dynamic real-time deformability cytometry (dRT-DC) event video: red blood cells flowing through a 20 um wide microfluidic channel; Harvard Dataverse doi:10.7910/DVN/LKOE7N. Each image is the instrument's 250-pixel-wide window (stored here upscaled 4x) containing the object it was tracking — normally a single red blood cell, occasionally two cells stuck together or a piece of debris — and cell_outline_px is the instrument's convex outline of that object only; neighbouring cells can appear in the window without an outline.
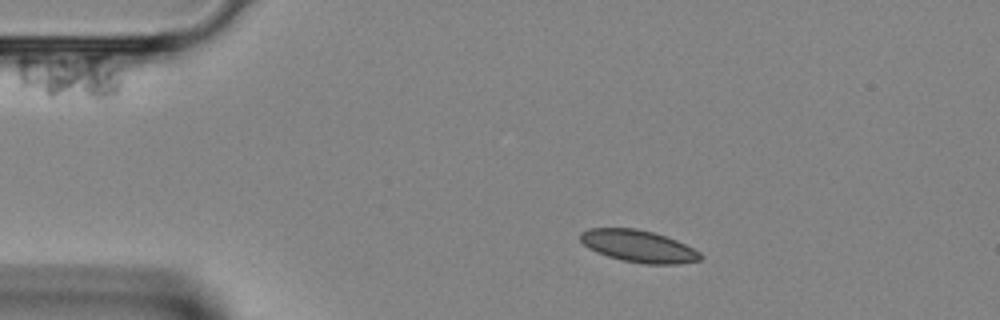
{"species": "Egyptian fruit bat (a non-hibernating species)", "species_latin": "Rousettus aegyptiacus", "temperature_condition": "room temperature", "stored_images_in_passage": 37, "camera_frame_rate_fps": 3000, "um_per_image_px": 0.085, "animal": {"sex": "female"}, "frame": {"image": 1, "passage_image": 6, "time_ms": 1.667, "image_size_px": [1000, 320], "cell_outline_px": [[704, 256], [700, 260], [676, 264], [644, 264], [624, 260], [608, 256], [596, 252], [588, 248], [580, 240], [580, 232], [588, 228], [636, 228], [652, 232], [676, 240], [700, 252]], "centroid_in_image_um": [54.25, 20.92], "position_along_channel_um": 30.7, "area_um2": 22.31}}
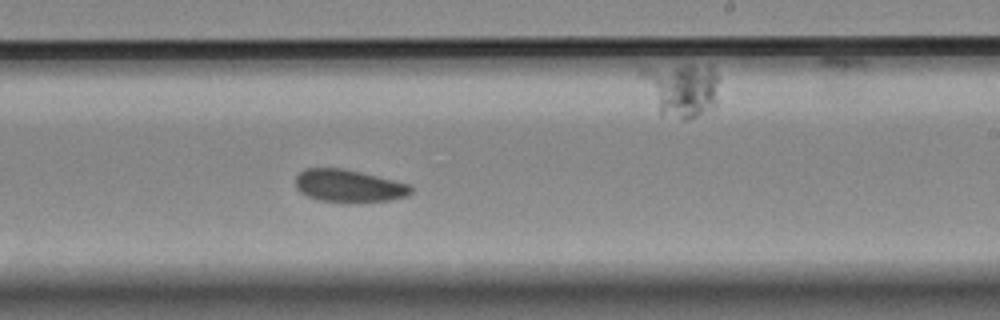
{"frame": {"image": 2, "passage_image": 22, "time_ms": 7.0, "image_size_px": [1000, 320], "cell_outline_px": [[412, 192], [408, 196], [392, 200], [320, 200], [308, 196], [300, 192], [296, 188], [296, 176], [304, 168], [344, 168], [412, 184]], "centroid_in_image_um": [29.67, 15.76], "position_along_channel_um": 259.3, "area_um2": 21.44}}
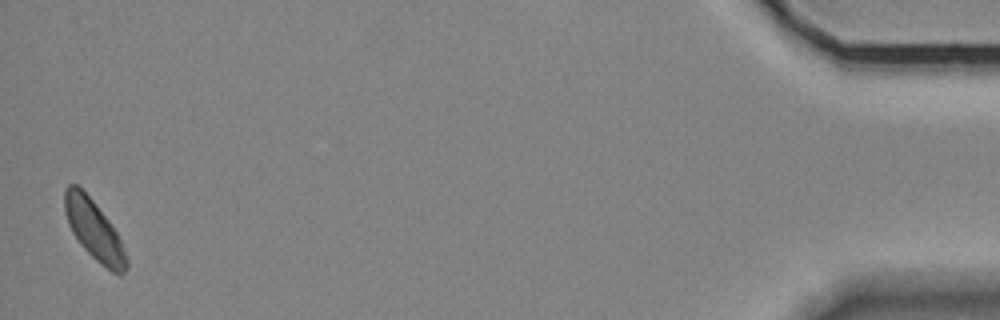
{"frame": {"image": 3, "passage_image": 37, "time_ms": 12.0, "image_size_px": [1000, 320], "cell_outline_px": [[128, 268], [124, 272], [112, 272], [100, 264], [80, 244], [72, 232], [68, 224], [64, 208], [64, 188], [68, 184], [76, 184], [92, 200], [108, 220], [116, 232], [120, 240], [128, 260]], "centroid_in_image_um": [7.97, 19.55], "position_along_channel_um": 427.2, "area_um2": 21.1}}